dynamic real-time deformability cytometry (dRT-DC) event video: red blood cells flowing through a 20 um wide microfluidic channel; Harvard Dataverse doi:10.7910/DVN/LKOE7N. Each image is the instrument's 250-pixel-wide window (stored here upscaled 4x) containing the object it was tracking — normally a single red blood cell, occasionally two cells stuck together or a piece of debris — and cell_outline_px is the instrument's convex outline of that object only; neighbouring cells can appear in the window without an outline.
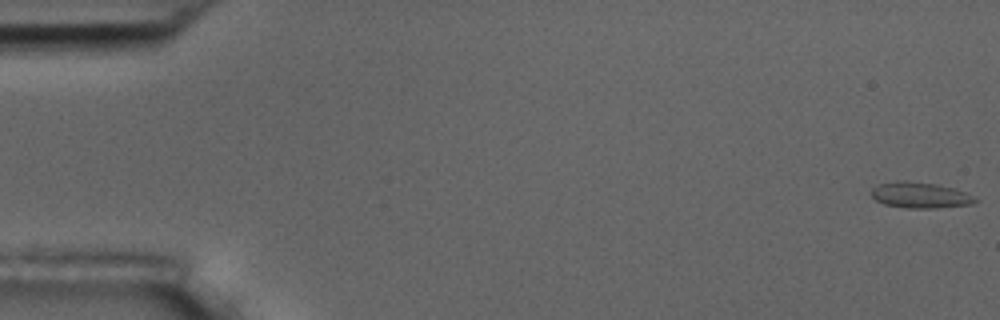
{"species": "common noctule bat (a hibernating species)", "species_latin": "Nyctalus noctula", "temperature_condition": "room temperature", "stored_images_in_passage": 15, "camera_frame_rate_fps": 3000, "um_per_image_px": 0.085, "animal": {"sex": "male", "body_mass_g": 17.5, "forearm_length_mm": 52.3}, "frame": {"image": 1, "passage_image": 1, "time_ms": 0.0, "image_size_px": [1000, 320], "cell_outline_px": [[980, 200], [972, 204], [936, 208], [908, 208], [884, 204], [876, 200], [872, 196], [872, 188], [880, 184], [896, 180], [908, 180], [936, 184], [956, 188], [976, 196]], "centroid_in_image_um": [78.27, 16.58], "position_along_channel_um": 6.7, "area_um2": 15.9}}
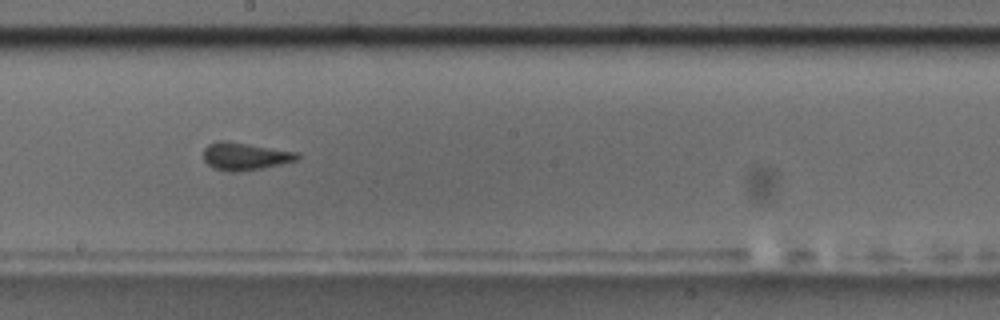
{"frame": {"image": 2, "passage_image": 9, "time_ms": 10.0, "image_size_px": [1000, 320], "cell_outline_px": [[300, 156], [296, 160], [264, 168], [236, 172], [228, 172], [212, 168], [204, 160], [204, 148], [208, 144], [216, 140], [228, 140], [296, 152]], "centroid_in_image_um": [20.77, 13.28], "position_along_channel_um": 227.4, "area_um2": 15.2}}
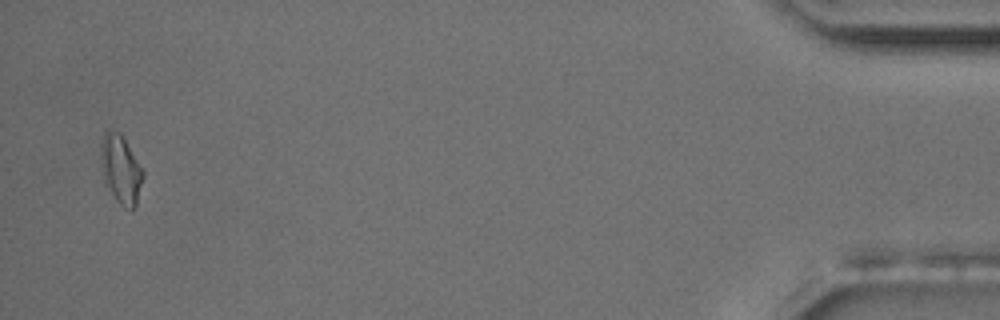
{"frame": {"image": 3, "passage_image": 15, "time_ms": 17.667, "image_size_px": [1000, 320], "cell_outline_px": [[144, 176], [136, 208], [132, 212], [120, 204], [116, 200], [104, 184], [100, 160], [100, 144], [104, 132], [108, 128], [120, 132], [144, 172]], "centroid_in_image_um": [10.25, 14.41], "position_along_channel_um": 424.9, "area_um2": 17.28}, "authors_computed_cell_mechanics": {"area_um2": 14.5656, "velocity_mm_per_s": 3.6749, "shape_relaxation_time_tau1_ms": 6.5051, "shape_relaxation_time_tau2_ms": null, "deformation_change_tau1": 0.1145, "deformation_change_tau2": null}}